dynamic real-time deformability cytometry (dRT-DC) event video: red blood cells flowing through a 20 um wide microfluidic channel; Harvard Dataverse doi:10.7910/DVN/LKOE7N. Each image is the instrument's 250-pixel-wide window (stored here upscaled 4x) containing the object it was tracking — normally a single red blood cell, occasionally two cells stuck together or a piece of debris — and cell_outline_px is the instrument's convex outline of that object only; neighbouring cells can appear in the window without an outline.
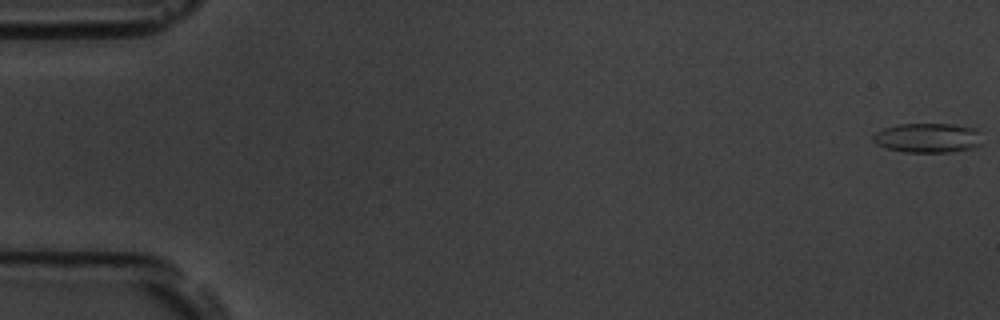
{"species": "common noctule bat (a hibernating species)", "species_latin": "Nyctalus noctula", "temperature_condition": "room temperature", "stored_images_in_passage": 57, "camera_frame_rate_fps": 3000, "um_per_image_px": 0.085, "animal": {"sex": "male", "body_mass_g": 19.5, "forearm_length_mm": 54.6}, "frame": {"image": 1, "passage_image": 1, "time_ms": 0.0, "image_size_px": [1000, 320], "cell_outline_px": [[980, 144], [976, 148], [952, 152], [904, 152], [884, 148], [876, 144], [872, 140], [872, 136], [876, 132], [884, 128], [896, 124], [952, 124], [976, 128], [980, 132]], "centroid_in_image_um": [78.85, 11.72], "position_along_channel_um": 6.1, "area_um2": 19.07}}
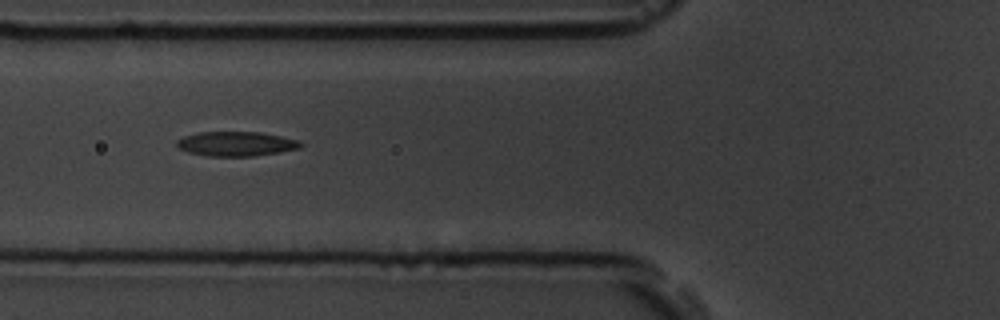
{"frame": {"image": 2, "passage_image": 22, "time_ms": 7.0, "image_size_px": [1000, 320], "cell_outline_px": [[304, 144], [300, 148], [280, 152], [252, 156], [208, 156], [188, 152], [180, 148], [176, 144], [176, 140], [184, 136], [196, 132], [260, 132], [300, 140]], "centroid_in_image_um": [20.08, 12.22], "position_along_channel_um": 105.7, "area_um2": 17.74}}
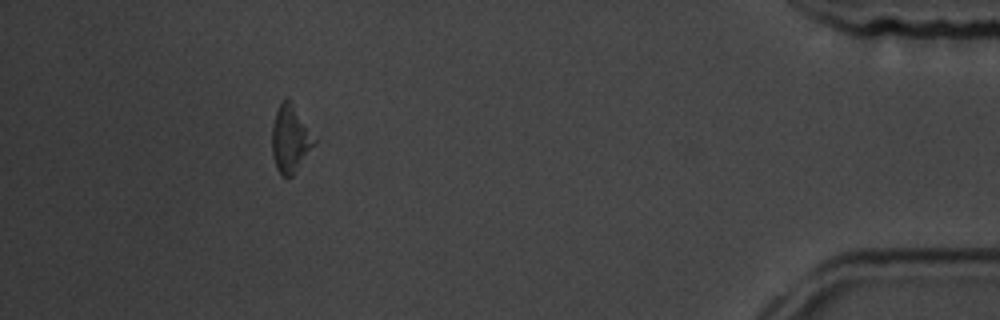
{"frame": {"image": 3, "passage_image": 52, "time_ms": 17.0, "image_size_px": [1000, 320], "cell_outline_px": [[316, 140], [292, 176], [280, 176], [276, 168], [272, 156], [272, 124], [276, 112], [284, 96], [288, 96]], "centroid_in_image_um": [24.62, 11.78], "position_along_channel_um": 410.6, "area_um2": 16.24}, "authors_computed_cell_mechanics": {"area_um2": 17.4556, "velocity_mm_per_s": 3.6296, "shape_relaxation_time_tau1_ms": 3.5958, "shape_relaxation_time_tau2_ms": 3.6335, "deformation_change_tau1": 0.1117, "deformation_change_tau2": 0.1035}}